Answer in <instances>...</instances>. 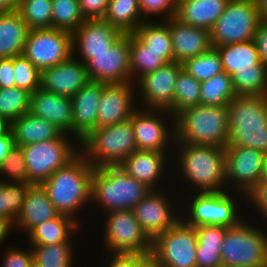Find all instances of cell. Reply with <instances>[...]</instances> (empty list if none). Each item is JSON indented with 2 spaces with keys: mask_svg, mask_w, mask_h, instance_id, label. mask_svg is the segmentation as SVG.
Returning a JSON list of instances; mask_svg holds the SVG:
<instances>
[{
  "mask_svg": "<svg viewBox=\"0 0 267 267\" xmlns=\"http://www.w3.org/2000/svg\"><path fill=\"white\" fill-rule=\"evenodd\" d=\"M94 167L79 153L66 166L57 169L41 185L57 212L80 224L77 215L91 201V181Z\"/></svg>",
  "mask_w": 267,
  "mask_h": 267,
  "instance_id": "cell-1",
  "label": "cell"
},
{
  "mask_svg": "<svg viewBox=\"0 0 267 267\" xmlns=\"http://www.w3.org/2000/svg\"><path fill=\"white\" fill-rule=\"evenodd\" d=\"M177 162L182 180L188 181L197 192H222L226 188L225 148L214 145H193L175 142Z\"/></svg>",
  "mask_w": 267,
  "mask_h": 267,
  "instance_id": "cell-2",
  "label": "cell"
},
{
  "mask_svg": "<svg viewBox=\"0 0 267 267\" xmlns=\"http://www.w3.org/2000/svg\"><path fill=\"white\" fill-rule=\"evenodd\" d=\"M227 117V146H241L267 154V95H237L227 106Z\"/></svg>",
  "mask_w": 267,
  "mask_h": 267,
  "instance_id": "cell-3",
  "label": "cell"
},
{
  "mask_svg": "<svg viewBox=\"0 0 267 267\" xmlns=\"http://www.w3.org/2000/svg\"><path fill=\"white\" fill-rule=\"evenodd\" d=\"M227 107L198 104L175 115V142L193 145H228Z\"/></svg>",
  "mask_w": 267,
  "mask_h": 267,
  "instance_id": "cell-4",
  "label": "cell"
},
{
  "mask_svg": "<svg viewBox=\"0 0 267 267\" xmlns=\"http://www.w3.org/2000/svg\"><path fill=\"white\" fill-rule=\"evenodd\" d=\"M146 184L128 175L119 166L94 168L91 181V201L103 212L132 210L149 192Z\"/></svg>",
  "mask_w": 267,
  "mask_h": 267,
  "instance_id": "cell-5",
  "label": "cell"
},
{
  "mask_svg": "<svg viewBox=\"0 0 267 267\" xmlns=\"http://www.w3.org/2000/svg\"><path fill=\"white\" fill-rule=\"evenodd\" d=\"M79 143L80 154L94 168L119 166L138 150L131 119L96 128Z\"/></svg>",
  "mask_w": 267,
  "mask_h": 267,
  "instance_id": "cell-6",
  "label": "cell"
},
{
  "mask_svg": "<svg viewBox=\"0 0 267 267\" xmlns=\"http://www.w3.org/2000/svg\"><path fill=\"white\" fill-rule=\"evenodd\" d=\"M220 256L223 267H266V230L249 224L244 218L227 228Z\"/></svg>",
  "mask_w": 267,
  "mask_h": 267,
  "instance_id": "cell-7",
  "label": "cell"
},
{
  "mask_svg": "<svg viewBox=\"0 0 267 267\" xmlns=\"http://www.w3.org/2000/svg\"><path fill=\"white\" fill-rule=\"evenodd\" d=\"M68 135L70 134L62 132L56 139L22 146L28 183L41 185L57 169L66 166L80 153L77 147L79 143L75 145L73 140L76 138L71 136L70 139Z\"/></svg>",
  "mask_w": 267,
  "mask_h": 267,
  "instance_id": "cell-8",
  "label": "cell"
},
{
  "mask_svg": "<svg viewBox=\"0 0 267 267\" xmlns=\"http://www.w3.org/2000/svg\"><path fill=\"white\" fill-rule=\"evenodd\" d=\"M261 20L256 0H230L210 30L212 47L252 40Z\"/></svg>",
  "mask_w": 267,
  "mask_h": 267,
  "instance_id": "cell-9",
  "label": "cell"
},
{
  "mask_svg": "<svg viewBox=\"0 0 267 267\" xmlns=\"http://www.w3.org/2000/svg\"><path fill=\"white\" fill-rule=\"evenodd\" d=\"M191 197L190 201H186V203L188 202L185 206L187 212L184 211V214H181V219L189 226L215 225L229 228L236 226L244 219L240 215L236 200H234L237 196H232V193L227 190L196 192Z\"/></svg>",
  "mask_w": 267,
  "mask_h": 267,
  "instance_id": "cell-10",
  "label": "cell"
},
{
  "mask_svg": "<svg viewBox=\"0 0 267 267\" xmlns=\"http://www.w3.org/2000/svg\"><path fill=\"white\" fill-rule=\"evenodd\" d=\"M195 227L180 219L171 229L152 240L151 258L161 267H197Z\"/></svg>",
  "mask_w": 267,
  "mask_h": 267,
  "instance_id": "cell-11",
  "label": "cell"
},
{
  "mask_svg": "<svg viewBox=\"0 0 267 267\" xmlns=\"http://www.w3.org/2000/svg\"><path fill=\"white\" fill-rule=\"evenodd\" d=\"M104 247L111 253L151 255L152 240L142 230L132 210L107 212ZM108 217V218H107Z\"/></svg>",
  "mask_w": 267,
  "mask_h": 267,
  "instance_id": "cell-12",
  "label": "cell"
},
{
  "mask_svg": "<svg viewBox=\"0 0 267 267\" xmlns=\"http://www.w3.org/2000/svg\"><path fill=\"white\" fill-rule=\"evenodd\" d=\"M22 55L41 72L72 56V33L56 28L28 31Z\"/></svg>",
  "mask_w": 267,
  "mask_h": 267,
  "instance_id": "cell-13",
  "label": "cell"
},
{
  "mask_svg": "<svg viewBox=\"0 0 267 267\" xmlns=\"http://www.w3.org/2000/svg\"><path fill=\"white\" fill-rule=\"evenodd\" d=\"M130 33H123L108 50L100 54H80L90 81L110 83L131 82Z\"/></svg>",
  "mask_w": 267,
  "mask_h": 267,
  "instance_id": "cell-14",
  "label": "cell"
},
{
  "mask_svg": "<svg viewBox=\"0 0 267 267\" xmlns=\"http://www.w3.org/2000/svg\"><path fill=\"white\" fill-rule=\"evenodd\" d=\"M139 108L137 106L131 116V123L137 149L145 151L169 152L168 149L172 145L174 146L175 143V116L167 110L147 108H143L142 110L141 107ZM163 114H168V116H170L169 118L172 119V122H170L172 123V126L171 124L169 125L171 128L162 117Z\"/></svg>",
  "mask_w": 267,
  "mask_h": 267,
  "instance_id": "cell-15",
  "label": "cell"
},
{
  "mask_svg": "<svg viewBox=\"0 0 267 267\" xmlns=\"http://www.w3.org/2000/svg\"><path fill=\"white\" fill-rule=\"evenodd\" d=\"M264 158L265 154L256 149L226 146V190H231L229 188L232 187L236 195H241V200L246 197L259 182Z\"/></svg>",
  "mask_w": 267,
  "mask_h": 267,
  "instance_id": "cell-16",
  "label": "cell"
},
{
  "mask_svg": "<svg viewBox=\"0 0 267 267\" xmlns=\"http://www.w3.org/2000/svg\"><path fill=\"white\" fill-rule=\"evenodd\" d=\"M182 68L179 62L166 63L136 82L135 90L140 93L142 105L145 106L142 109L147 107L169 111L173 107L176 79Z\"/></svg>",
  "mask_w": 267,
  "mask_h": 267,
  "instance_id": "cell-17",
  "label": "cell"
},
{
  "mask_svg": "<svg viewBox=\"0 0 267 267\" xmlns=\"http://www.w3.org/2000/svg\"><path fill=\"white\" fill-rule=\"evenodd\" d=\"M159 189H151L133 208L135 219L142 230L153 240L158 234L171 229L180 219L169 197Z\"/></svg>",
  "mask_w": 267,
  "mask_h": 267,
  "instance_id": "cell-18",
  "label": "cell"
},
{
  "mask_svg": "<svg viewBox=\"0 0 267 267\" xmlns=\"http://www.w3.org/2000/svg\"><path fill=\"white\" fill-rule=\"evenodd\" d=\"M132 82L105 84L97 116V128L121 123L131 119L138 103L137 94ZM136 103V105H135ZM135 105V106H134Z\"/></svg>",
  "mask_w": 267,
  "mask_h": 267,
  "instance_id": "cell-19",
  "label": "cell"
},
{
  "mask_svg": "<svg viewBox=\"0 0 267 267\" xmlns=\"http://www.w3.org/2000/svg\"><path fill=\"white\" fill-rule=\"evenodd\" d=\"M89 82L85 63L73 56L41 72L42 89L71 98Z\"/></svg>",
  "mask_w": 267,
  "mask_h": 267,
  "instance_id": "cell-20",
  "label": "cell"
},
{
  "mask_svg": "<svg viewBox=\"0 0 267 267\" xmlns=\"http://www.w3.org/2000/svg\"><path fill=\"white\" fill-rule=\"evenodd\" d=\"M123 33L103 19H86L72 33V56L100 54L108 50ZM76 53V54H75Z\"/></svg>",
  "mask_w": 267,
  "mask_h": 267,
  "instance_id": "cell-21",
  "label": "cell"
},
{
  "mask_svg": "<svg viewBox=\"0 0 267 267\" xmlns=\"http://www.w3.org/2000/svg\"><path fill=\"white\" fill-rule=\"evenodd\" d=\"M32 114L54 124L63 133L73 136L72 98L48 92L42 88L31 94Z\"/></svg>",
  "mask_w": 267,
  "mask_h": 267,
  "instance_id": "cell-22",
  "label": "cell"
},
{
  "mask_svg": "<svg viewBox=\"0 0 267 267\" xmlns=\"http://www.w3.org/2000/svg\"><path fill=\"white\" fill-rule=\"evenodd\" d=\"M104 82L90 81L72 97L73 137L83 139L97 128V116Z\"/></svg>",
  "mask_w": 267,
  "mask_h": 267,
  "instance_id": "cell-23",
  "label": "cell"
},
{
  "mask_svg": "<svg viewBox=\"0 0 267 267\" xmlns=\"http://www.w3.org/2000/svg\"><path fill=\"white\" fill-rule=\"evenodd\" d=\"M169 31L175 62L183 63L212 48L209 30L185 24L175 16L169 18Z\"/></svg>",
  "mask_w": 267,
  "mask_h": 267,
  "instance_id": "cell-24",
  "label": "cell"
},
{
  "mask_svg": "<svg viewBox=\"0 0 267 267\" xmlns=\"http://www.w3.org/2000/svg\"><path fill=\"white\" fill-rule=\"evenodd\" d=\"M55 206L50 201L46 190L40 184H31L21 209L14 221V227L20 228L27 235L34 227L57 217Z\"/></svg>",
  "mask_w": 267,
  "mask_h": 267,
  "instance_id": "cell-25",
  "label": "cell"
},
{
  "mask_svg": "<svg viewBox=\"0 0 267 267\" xmlns=\"http://www.w3.org/2000/svg\"><path fill=\"white\" fill-rule=\"evenodd\" d=\"M166 156L167 152L137 150L128 156L119 167L149 188L160 189L157 188V185L167 169Z\"/></svg>",
  "mask_w": 267,
  "mask_h": 267,
  "instance_id": "cell-26",
  "label": "cell"
},
{
  "mask_svg": "<svg viewBox=\"0 0 267 267\" xmlns=\"http://www.w3.org/2000/svg\"><path fill=\"white\" fill-rule=\"evenodd\" d=\"M230 0H182L175 17L193 27L211 30Z\"/></svg>",
  "mask_w": 267,
  "mask_h": 267,
  "instance_id": "cell-27",
  "label": "cell"
},
{
  "mask_svg": "<svg viewBox=\"0 0 267 267\" xmlns=\"http://www.w3.org/2000/svg\"><path fill=\"white\" fill-rule=\"evenodd\" d=\"M9 129L12 131L15 145L18 146L53 140L62 133L54 124L30 111L14 120Z\"/></svg>",
  "mask_w": 267,
  "mask_h": 267,
  "instance_id": "cell-28",
  "label": "cell"
},
{
  "mask_svg": "<svg viewBox=\"0 0 267 267\" xmlns=\"http://www.w3.org/2000/svg\"><path fill=\"white\" fill-rule=\"evenodd\" d=\"M215 49L220 55L223 70L230 76L240 70L267 69L259 58L253 40L219 46Z\"/></svg>",
  "mask_w": 267,
  "mask_h": 267,
  "instance_id": "cell-29",
  "label": "cell"
},
{
  "mask_svg": "<svg viewBox=\"0 0 267 267\" xmlns=\"http://www.w3.org/2000/svg\"><path fill=\"white\" fill-rule=\"evenodd\" d=\"M28 31L17 11L0 13V59L22 55Z\"/></svg>",
  "mask_w": 267,
  "mask_h": 267,
  "instance_id": "cell-30",
  "label": "cell"
},
{
  "mask_svg": "<svg viewBox=\"0 0 267 267\" xmlns=\"http://www.w3.org/2000/svg\"><path fill=\"white\" fill-rule=\"evenodd\" d=\"M80 224L73 218L59 214L34 227L26 236L30 244L51 245L55 243L69 242L73 231L79 229Z\"/></svg>",
  "mask_w": 267,
  "mask_h": 267,
  "instance_id": "cell-31",
  "label": "cell"
},
{
  "mask_svg": "<svg viewBox=\"0 0 267 267\" xmlns=\"http://www.w3.org/2000/svg\"><path fill=\"white\" fill-rule=\"evenodd\" d=\"M152 20V21H151ZM143 22L133 32L150 50L159 53L167 62H174V53L169 31V19L159 20L155 23L153 19Z\"/></svg>",
  "mask_w": 267,
  "mask_h": 267,
  "instance_id": "cell-32",
  "label": "cell"
},
{
  "mask_svg": "<svg viewBox=\"0 0 267 267\" xmlns=\"http://www.w3.org/2000/svg\"><path fill=\"white\" fill-rule=\"evenodd\" d=\"M102 19L122 33H133L145 22L138 0H109Z\"/></svg>",
  "mask_w": 267,
  "mask_h": 267,
  "instance_id": "cell-33",
  "label": "cell"
},
{
  "mask_svg": "<svg viewBox=\"0 0 267 267\" xmlns=\"http://www.w3.org/2000/svg\"><path fill=\"white\" fill-rule=\"evenodd\" d=\"M130 68L131 82H136L144 75L154 72L167 62L145 45L134 33H130Z\"/></svg>",
  "mask_w": 267,
  "mask_h": 267,
  "instance_id": "cell-34",
  "label": "cell"
},
{
  "mask_svg": "<svg viewBox=\"0 0 267 267\" xmlns=\"http://www.w3.org/2000/svg\"><path fill=\"white\" fill-rule=\"evenodd\" d=\"M73 240L51 245L30 244L34 267H73Z\"/></svg>",
  "mask_w": 267,
  "mask_h": 267,
  "instance_id": "cell-35",
  "label": "cell"
},
{
  "mask_svg": "<svg viewBox=\"0 0 267 267\" xmlns=\"http://www.w3.org/2000/svg\"><path fill=\"white\" fill-rule=\"evenodd\" d=\"M236 96L232 76L225 71L201 82V105L227 107L230 101Z\"/></svg>",
  "mask_w": 267,
  "mask_h": 267,
  "instance_id": "cell-36",
  "label": "cell"
},
{
  "mask_svg": "<svg viewBox=\"0 0 267 267\" xmlns=\"http://www.w3.org/2000/svg\"><path fill=\"white\" fill-rule=\"evenodd\" d=\"M31 94L18 88H0V118L9 125L21 115L29 112Z\"/></svg>",
  "mask_w": 267,
  "mask_h": 267,
  "instance_id": "cell-37",
  "label": "cell"
},
{
  "mask_svg": "<svg viewBox=\"0 0 267 267\" xmlns=\"http://www.w3.org/2000/svg\"><path fill=\"white\" fill-rule=\"evenodd\" d=\"M30 183L0 180V216L13 223L21 212Z\"/></svg>",
  "mask_w": 267,
  "mask_h": 267,
  "instance_id": "cell-38",
  "label": "cell"
},
{
  "mask_svg": "<svg viewBox=\"0 0 267 267\" xmlns=\"http://www.w3.org/2000/svg\"><path fill=\"white\" fill-rule=\"evenodd\" d=\"M201 82L183 68L179 71L174 91V103L169 112L175 116L181 110L200 104Z\"/></svg>",
  "mask_w": 267,
  "mask_h": 267,
  "instance_id": "cell-39",
  "label": "cell"
},
{
  "mask_svg": "<svg viewBox=\"0 0 267 267\" xmlns=\"http://www.w3.org/2000/svg\"><path fill=\"white\" fill-rule=\"evenodd\" d=\"M17 12L29 30L52 28V0H19Z\"/></svg>",
  "mask_w": 267,
  "mask_h": 267,
  "instance_id": "cell-40",
  "label": "cell"
},
{
  "mask_svg": "<svg viewBox=\"0 0 267 267\" xmlns=\"http://www.w3.org/2000/svg\"><path fill=\"white\" fill-rule=\"evenodd\" d=\"M85 20L79 0H52V28L73 33Z\"/></svg>",
  "mask_w": 267,
  "mask_h": 267,
  "instance_id": "cell-41",
  "label": "cell"
},
{
  "mask_svg": "<svg viewBox=\"0 0 267 267\" xmlns=\"http://www.w3.org/2000/svg\"><path fill=\"white\" fill-rule=\"evenodd\" d=\"M182 67L199 82L206 81L224 71L220 55L213 47L201 55L186 59Z\"/></svg>",
  "mask_w": 267,
  "mask_h": 267,
  "instance_id": "cell-42",
  "label": "cell"
},
{
  "mask_svg": "<svg viewBox=\"0 0 267 267\" xmlns=\"http://www.w3.org/2000/svg\"><path fill=\"white\" fill-rule=\"evenodd\" d=\"M232 83L237 95H267V69L240 70Z\"/></svg>",
  "mask_w": 267,
  "mask_h": 267,
  "instance_id": "cell-43",
  "label": "cell"
},
{
  "mask_svg": "<svg viewBox=\"0 0 267 267\" xmlns=\"http://www.w3.org/2000/svg\"><path fill=\"white\" fill-rule=\"evenodd\" d=\"M15 86L33 93L41 88V71L23 55L13 57Z\"/></svg>",
  "mask_w": 267,
  "mask_h": 267,
  "instance_id": "cell-44",
  "label": "cell"
},
{
  "mask_svg": "<svg viewBox=\"0 0 267 267\" xmlns=\"http://www.w3.org/2000/svg\"><path fill=\"white\" fill-rule=\"evenodd\" d=\"M0 175L7 177V180L4 178L1 181L28 183V173L22 146L14 145L9 151L7 157L0 165Z\"/></svg>",
  "mask_w": 267,
  "mask_h": 267,
  "instance_id": "cell-45",
  "label": "cell"
},
{
  "mask_svg": "<svg viewBox=\"0 0 267 267\" xmlns=\"http://www.w3.org/2000/svg\"><path fill=\"white\" fill-rule=\"evenodd\" d=\"M138 3L145 21L150 20L152 18L150 16L154 15H161L162 20L176 15V4L172 0H138Z\"/></svg>",
  "mask_w": 267,
  "mask_h": 267,
  "instance_id": "cell-46",
  "label": "cell"
},
{
  "mask_svg": "<svg viewBox=\"0 0 267 267\" xmlns=\"http://www.w3.org/2000/svg\"><path fill=\"white\" fill-rule=\"evenodd\" d=\"M197 246L222 248L227 227L215 225L196 226Z\"/></svg>",
  "mask_w": 267,
  "mask_h": 267,
  "instance_id": "cell-47",
  "label": "cell"
},
{
  "mask_svg": "<svg viewBox=\"0 0 267 267\" xmlns=\"http://www.w3.org/2000/svg\"><path fill=\"white\" fill-rule=\"evenodd\" d=\"M4 253L1 267H34L31 248L24 250L11 247Z\"/></svg>",
  "mask_w": 267,
  "mask_h": 267,
  "instance_id": "cell-48",
  "label": "cell"
},
{
  "mask_svg": "<svg viewBox=\"0 0 267 267\" xmlns=\"http://www.w3.org/2000/svg\"><path fill=\"white\" fill-rule=\"evenodd\" d=\"M248 202L251 203L250 205L254 207L267 221V182L259 181L258 184L248 193L245 197Z\"/></svg>",
  "mask_w": 267,
  "mask_h": 267,
  "instance_id": "cell-49",
  "label": "cell"
},
{
  "mask_svg": "<svg viewBox=\"0 0 267 267\" xmlns=\"http://www.w3.org/2000/svg\"><path fill=\"white\" fill-rule=\"evenodd\" d=\"M221 249L222 248L197 246L196 248L197 267H223L220 256Z\"/></svg>",
  "mask_w": 267,
  "mask_h": 267,
  "instance_id": "cell-50",
  "label": "cell"
},
{
  "mask_svg": "<svg viewBox=\"0 0 267 267\" xmlns=\"http://www.w3.org/2000/svg\"><path fill=\"white\" fill-rule=\"evenodd\" d=\"M106 267H141L151 256L141 254L112 253Z\"/></svg>",
  "mask_w": 267,
  "mask_h": 267,
  "instance_id": "cell-51",
  "label": "cell"
},
{
  "mask_svg": "<svg viewBox=\"0 0 267 267\" xmlns=\"http://www.w3.org/2000/svg\"><path fill=\"white\" fill-rule=\"evenodd\" d=\"M109 0H79L81 12L85 19H102L106 13Z\"/></svg>",
  "mask_w": 267,
  "mask_h": 267,
  "instance_id": "cell-52",
  "label": "cell"
},
{
  "mask_svg": "<svg viewBox=\"0 0 267 267\" xmlns=\"http://www.w3.org/2000/svg\"><path fill=\"white\" fill-rule=\"evenodd\" d=\"M253 42L261 62L267 66V19H262L253 36Z\"/></svg>",
  "mask_w": 267,
  "mask_h": 267,
  "instance_id": "cell-53",
  "label": "cell"
},
{
  "mask_svg": "<svg viewBox=\"0 0 267 267\" xmlns=\"http://www.w3.org/2000/svg\"><path fill=\"white\" fill-rule=\"evenodd\" d=\"M14 73L13 57L0 59V88L15 87Z\"/></svg>",
  "mask_w": 267,
  "mask_h": 267,
  "instance_id": "cell-54",
  "label": "cell"
},
{
  "mask_svg": "<svg viewBox=\"0 0 267 267\" xmlns=\"http://www.w3.org/2000/svg\"><path fill=\"white\" fill-rule=\"evenodd\" d=\"M15 142L12 131L8 129L2 135H0V165L7 157L9 151L14 147Z\"/></svg>",
  "mask_w": 267,
  "mask_h": 267,
  "instance_id": "cell-55",
  "label": "cell"
},
{
  "mask_svg": "<svg viewBox=\"0 0 267 267\" xmlns=\"http://www.w3.org/2000/svg\"><path fill=\"white\" fill-rule=\"evenodd\" d=\"M12 228L14 229V223L9 218L0 216V245L9 237Z\"/></svg>",
  "mask_w": 267,
  "mask_h": 267,
  "instance_id": "cell-56",
  "label": "cell"
},
{
  "mask_svg": "<svg viewBox=\"0 0 267 267\" xmlns=\"http://www.w3.org/2000/svg\"><path fill=\"white\" fill-rule=\"evenodd\" d=\"M19 0H0V13L17 11Z\"/></svg>",
  "mask_w": 267,
  "mask_h": 267,
  "instance_id": "cell-57",
  "label": "cell"
},
{
  "mask_svg": "<svg viewBox=\"0 0 267 267\" xmlns=\"http://www.w3.org/2000/svg\"><path fill=\"white\" fill-rule=\"evenodd\" d=\"M258 11L262 19H267V0H256Z\"/></svg>",
  "mask_w": 267,
  "mask_h": 267,
  "instance_id": "cell-58",
  "label": "cell"
},
{
  "mask_svg": "<svg viewBox=\"0 0 267 267\" xmlns=\"http://www.w3.org/2000/svg\"><path fill=\"white\" fill-rule=\"evenodd\" d=\"M259 181L267 182V154H265V158H264L262 171H261V176H260Z\"/></svg>",
  "mask_w": 267,
  "mask_h": 267,
  "instance_id": "cell-59",
  "label": "cell"
},
{
  "mask_svg": "<svg viewBox=\"0 0 267 267\" xmlns=\"http://www.w3.org/2000/svg\"><path fill=\"white\" fill-rule=\"evenodd\" d=\"M9 129V124L0 118V135Z\"/></svg>",
  "mask_w": 267,
  "mask_h": 267,
  "instance_id": "cell-60",
  "label": "cell"
},
{
  "mask_svg": "<svg viewBox=\"0 0 267 267\" xmlns=\"http://www.w3.org/2000/svg\"><path fill=\"white\" fill-rule=\"evenodd\" d=\"M141 267H161L151 257Z\"/></svg>",
  "mask_w": 267,
  "mask_h": 267,
  "instance_id": "cell-61",
  "label": "cell"
},
{
  "mask_svg": "<svg viewBox=\"0 0 267 267\" xmlns=\"http://www.w3.org/2000/svg\"><path fill=\"white\" fill-rule=\"evenodd\" d=\"M176 5L182 0H172Z\"/></svg>",
  "mask_w": 267,
  "mask_h": 267,
  "instance_id": "cell-62",
  "label": "cell"
}]
</instances>
